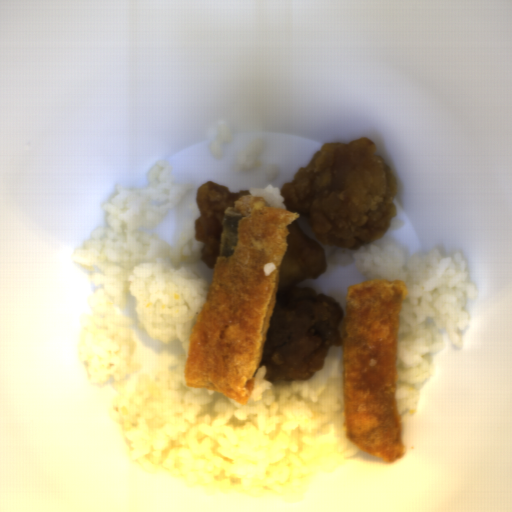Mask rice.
Returning <instances> with one entry per match:
<instances>
[{"instance_id": "4", "label": "rice", "mask_w": 512, "mask_h": 512, "mask_svg": "<svg viewBox=\"0 0 512 512\" xmlns=\"http://www.w3.org/2000/svg\"><path fill=\"white\" fill-rule=\"evenodd\" d=\"M249 193L251 197H263L267 207H276L287 211L286 205L283 203L285 198L281 195L280 187H273L272 183L265 185L264 188L250 187Z\"/></svg>"}, {"instance_id": "5", "label": "rice", "mask_w": 512, "mask_h": 512, "mask_svg": "<svg viewBox=\"0 0 512 512\" xmlns=\"http://www.w3.org/2000/svg\"><path fill=\"white\" fill-rule=\"evenodd\" d=\"M234 140V133L231 125L226 122H220L219 133L216 140L209 143V150L216 160L224 157L223 144H232Z\"/></svg>"}, {"instance_id": "1", "label": "rice", "mask_w": 512, "mask_h": 512, "mask_svg": "<svg viewBox=\"0 0 512 512\" xmlns=\"http://www.w3.org/2000/svg\"><path fill=\"white\" fill-rule=\"evenodd\" d=\"M146 186L118 184L98 227L73 250L89 274L90 312L78 327L87 379L113 377L109 418L128 439L129 460L161 468L195 485L242 494L281 496L299 479L335 472L361 450L343 428V376L271 384L256 368L247 404L209 389L188 387L184 369L190 334L211 284L196 269L197 204L174 245L148 236L196 187L176 184L173 165L158 159Z\"/></svg>"}, {"instance_id": "3", "label": "rice", "mask_w": 512, "mask_h": 512, "mask_svg": "<svg viewBox=\"0 0 512 512\" xmlns=\"http://www.w3.org/2000/svg\"><path fill=\"white\" fill-rule=\"evenodd\" d=\"M266 147L267 143L260 138L249 142L245 150L237 154L235 161L231 165L232 171H247L261 165L258 158L262 155Z\"/></svg>"}, {"instance_id": "2", "label": "rice", "mask_w": 512, "mask_h": 512, "mask_svg": "<svg viewBox=\"0 0 512 512\" xmlns=\"http://www.w3.org/2000/svg\"><path fill=\"white\" fill-rule=\"evenodd\" d=\"M337 265L354 263L367 280H401L406 286L399 321L396 402L399 417L416 413L421 395L414 384L432 377L431 353L445 347V328L449 342L463 347L462 331H467L472 313L464 310L467 298L479 292L470 282L468 262L458 250L443 256L432 245L430 252L416 251L410 257L394 242L368 243L357 250L339 248L333 256Z\"/></svg>"}]
</instances>
